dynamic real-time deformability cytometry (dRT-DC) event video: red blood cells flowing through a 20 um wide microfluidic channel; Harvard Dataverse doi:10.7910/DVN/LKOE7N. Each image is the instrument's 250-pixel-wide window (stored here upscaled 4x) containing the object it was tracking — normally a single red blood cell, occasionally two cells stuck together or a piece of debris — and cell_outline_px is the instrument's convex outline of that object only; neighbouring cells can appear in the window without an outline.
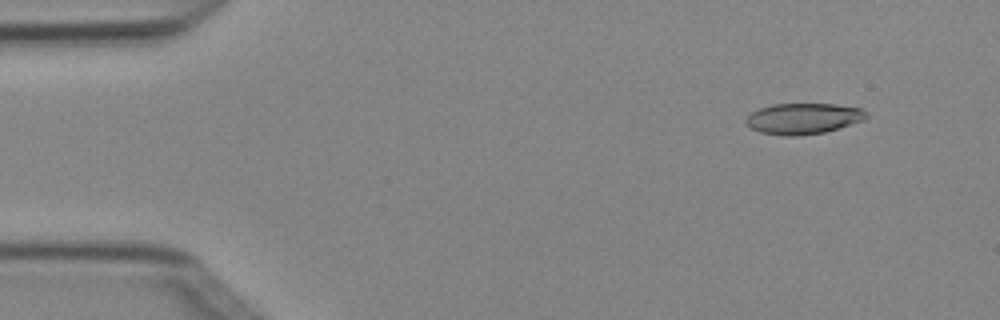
{"species": "Egyptian fruit bat (a non-hibernating species)", "species_latin": "Rousettus aegyptiacus", "temperature_condition": "cold", "stored_images_in_passage": 4, "camera_frame_rate_fps": 3000, "um_per_image_px": 0.085, "animal": {"sex": "female"}, "frame": {"image": 1, "passage_image": 1, "time_ms": 0.0, "image_size_px": [1000, 320], "cell_outline_px": [[868, 116], [864, 120], [824, 132], [796, 136], [784, 136], [760, 132], [752, 128], [744, 120], [752, 112], [760, 108], [772, 104], [836, 104], [860, 108], [868, 112]], "centroid_in_image_um": [68.29, 10.07], "position_along_channel_um": 16.7, "area_um2": 21.56}}
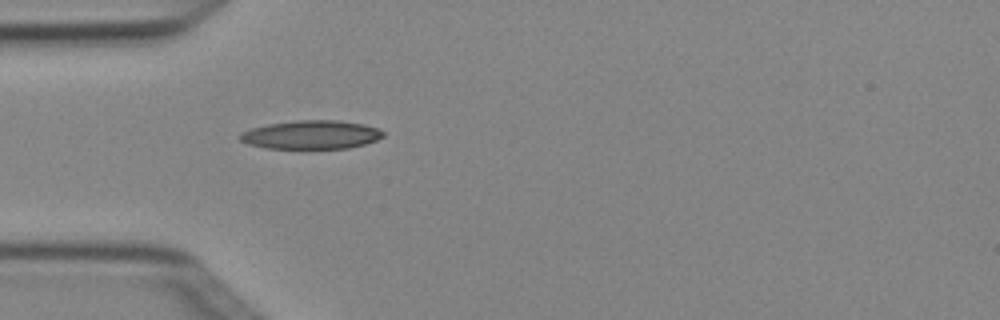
{"frame": {"image": 2, "passage_image": 4, "time_ms": 1.0, "image_size_px": [1000, 320], "cell_outline_px": [[384, 136], [376, 140], [364, 144], [348, 148], [264, 148], [248, 144], [240, 140], [240, 132], [252, 128], [268, 124], [296, 120], [336, 120], [364, 124], [380, 128], [384, 132]], "centroid_in_image_um": [26.47, 11.44], "position_along_channel_um": 58.5, "area_um2": 23.87}}